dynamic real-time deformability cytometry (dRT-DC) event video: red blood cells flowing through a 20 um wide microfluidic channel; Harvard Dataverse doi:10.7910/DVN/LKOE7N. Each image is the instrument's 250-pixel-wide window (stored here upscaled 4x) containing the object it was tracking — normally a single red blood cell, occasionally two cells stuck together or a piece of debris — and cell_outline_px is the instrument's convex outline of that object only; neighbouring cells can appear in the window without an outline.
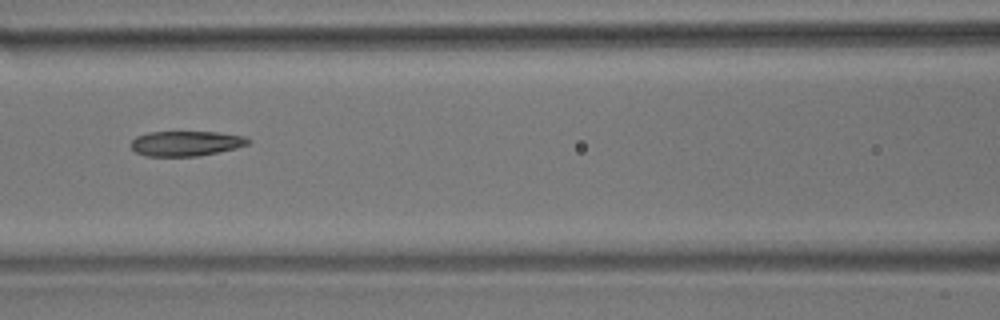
{"species": "common noctule bat (a hibernating species)", "species_latin": "Nyctalus noctula", "temperature_condition": "room temperature", "stored_images_in_passage": 10, "camera_frame_rate_fps": 3000, "um_per_image_px": 0.085, "animal": {"sex": "male", "body_mass_g": 17.9}, "frame": {"image": 1, "passage_image": 6, "time_ms": 5.667, "image_size_px": [1000, 320], "cell_outline_px": [[252, 140], [248, 144], [236, 148], [200, 156], [144, 156], [136, 152], [132, 148], [132, 140], [136, 136], [148, 132], [216, 132], [244, 136]], "centroid_in_image_um": [15.81, 12.19], "position_along_channel_um": 150.8, "area_um2": 17.11}}
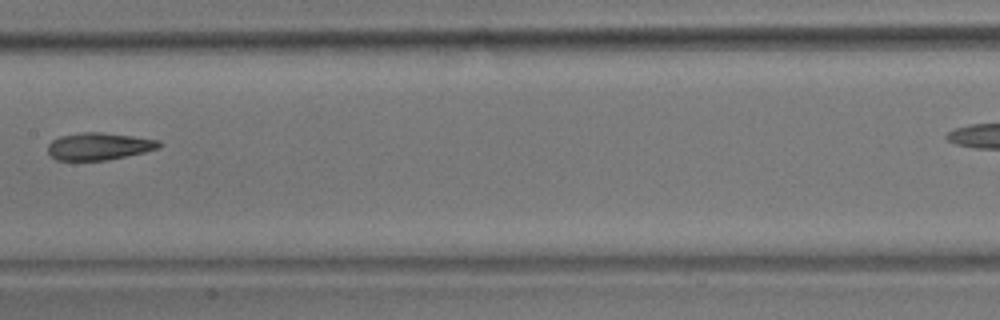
{"frame": {"image": 2, "passage_image": 7, "time_ms": 7.0, "image_size_px": [1000, 320], "cell_outline_px": [[164, 144], [160, 148], [144, 152], [108, 160], [56, 160], [48, 152], [48, 144], [52, 140], [60, 136], [84, 132], [100, 132], [132, 136], [160, 140]], "centroid_in_image_um": [8.44, 12.43], "position_along_channel_um": 199.0, "area_um2": 17.69}}
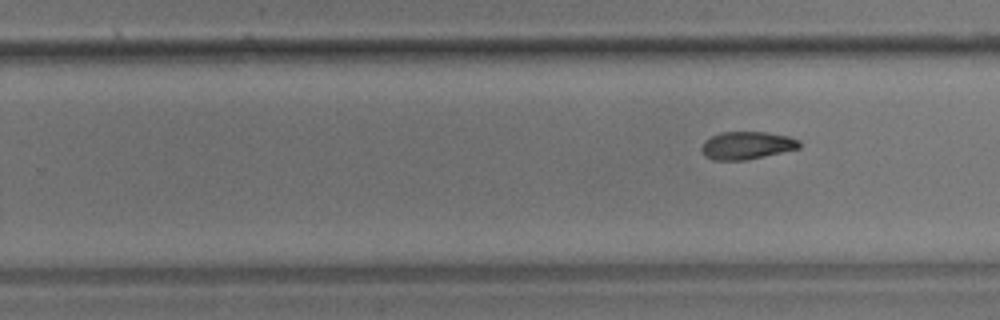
{"frame": {"image": 3, "passage_image": 10, "time_ms": 11.0, "image_size_px": [1000, 320], "cell_outline_px": [[800, 148], [748, 160], [712, 160], [704, 156], [700, 148], [704, 140], [712, 136], [724, 132], [764, 132], [788, 136], [800, 140]], "centroid_in_image_um": [63.46, 12.37], "position_along_channel_um": 266.3, "area_um2": 15.9}}